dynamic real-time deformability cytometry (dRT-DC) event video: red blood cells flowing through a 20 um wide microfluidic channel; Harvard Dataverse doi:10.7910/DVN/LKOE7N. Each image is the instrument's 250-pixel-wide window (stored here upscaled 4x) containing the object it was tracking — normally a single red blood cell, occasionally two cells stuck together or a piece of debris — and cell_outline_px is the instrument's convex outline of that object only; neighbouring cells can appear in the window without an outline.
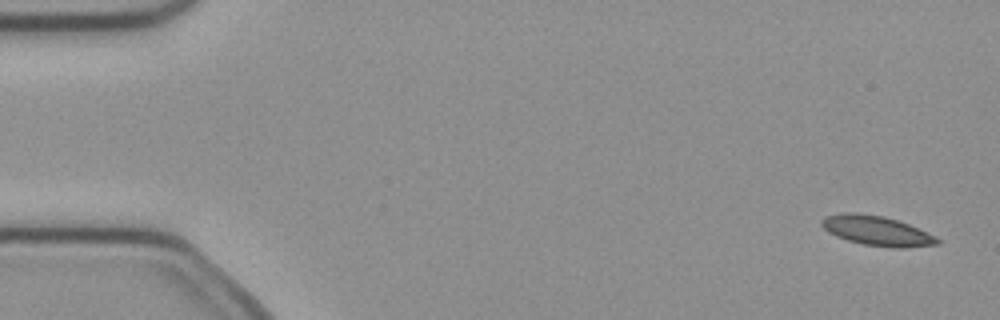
{"species": "common noctule bat (a hibernating species)", "species_latin": "Nyctalus noctula", "temperature_condition": "cold", "stored_images_in_passage": 6, "camera_frame_rate_fps": 3000, "um_per_image_px": 0.085, "animal": {"sex": "female", "body_mass_g": 21.9}, "frame": {"image": 1, "passage_image": 1, "time_ms": 0.0, "image_size_px": [1000, 320], "cell_outline_px": [[940, 244], [904, 248], [892, 248], [864, 244], [848, 240], [836, 236], [828, 232], [820, 224], [820, 220], [824, 216], [844, 212], [856, 212], [884, 216], [908, 224], [936, 236], [940, 240]], "centroid_in_image_um": [74.51, 19.61], "position_along_channel_um": 10.5, "area_um2": 20.11}}
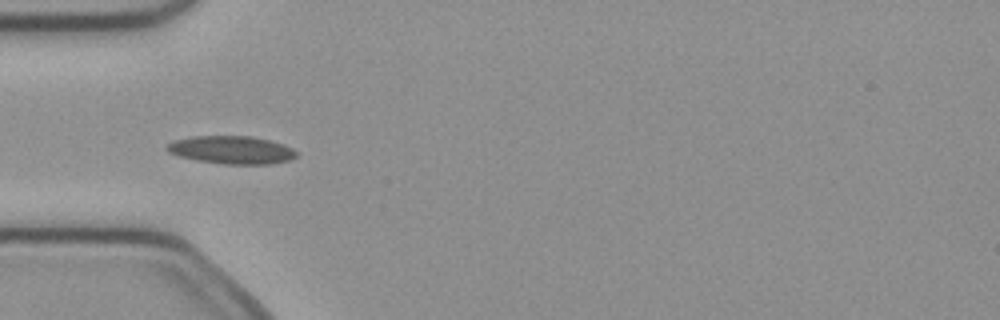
{"frame": {"image": 2, "passage_image": 5, "time_ms": 1.333, "image_size_px": [1000, 320], "cell_outline_px": [[296, 156], [288, 160], [272, 164], [224, 164], [196, 160], [180, 156], [168, 152], [164, 148], [172, 140], [192, 136], [252, 136], [284, 144], [292, 148], [296, 152]], "centroid_in_image_um": [19.65, 12.74], "position_along_channel_um": 65.3, "area_um2": 21.1}}